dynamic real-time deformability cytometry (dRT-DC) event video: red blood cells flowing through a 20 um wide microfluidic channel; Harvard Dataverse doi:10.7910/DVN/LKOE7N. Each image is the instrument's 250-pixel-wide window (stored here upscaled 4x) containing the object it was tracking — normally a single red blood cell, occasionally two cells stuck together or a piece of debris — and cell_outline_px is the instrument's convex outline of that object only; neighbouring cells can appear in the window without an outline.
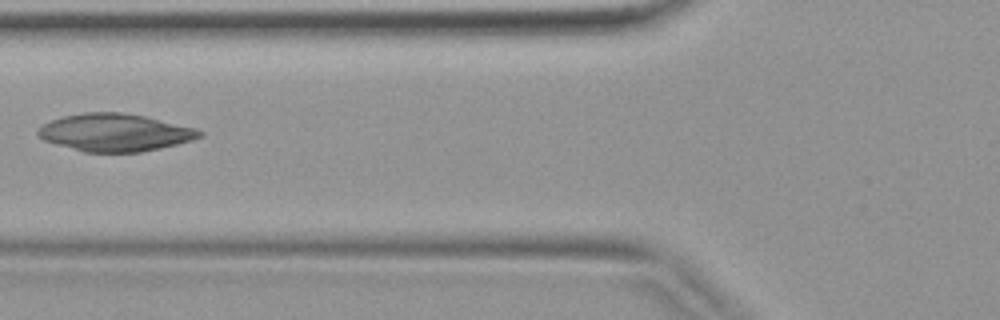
{"species": "common noctule bat (a hibernating species)", "species_latin": "Nyctalus noctula", "temperature_condition": "warm", "stored_images_in_passage": 28, "camera_frame_rate_fps": 3000, "um_per_image_px": 0.085, "animal": {"sex": "female", "body_mass_g": 19.9}, "frame": {"image": 1, "passage_image": 4, "time_ms": 1.0, "image_size_px": [1000, 320], "cell_outline_px": [[204, 136], [192, 140], [160, 148], [140, 152], [84, 152], [56, 144], [44, 140], [36, 136], [36, 128], [52, 120], [64, 116], [84, 112], [120, 112], [144, 116], [196, 128], [204, 132]], "centroid_in_image_um": [9.75, 11.26], "position_along_channel_um": 116.0, "area_um2": 35.37}}
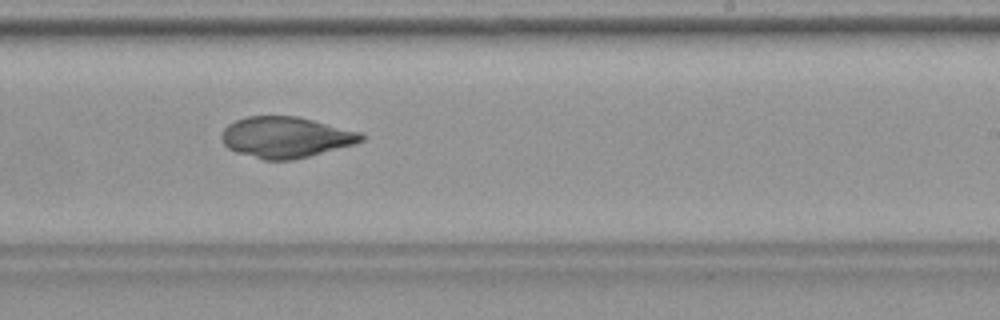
{"frame": {"image": 2, "passage_image": 13, "time_ms": 4.0, "image_size_px": [1000, 320], "cell_outline_px": [[364, 140], [356, 144], [292, 160], [264, 160], [236, 152], [228, 148], [220, 140], [220, 136], [224, 128], [228, 124], [236, 120], [248, 116], [296, 116], [360, 132], [364, 136]], "centroid_in_image_um": [24.26, 11.67], "position_along_channel_um": 264.7, "area_um2": 33.23}}
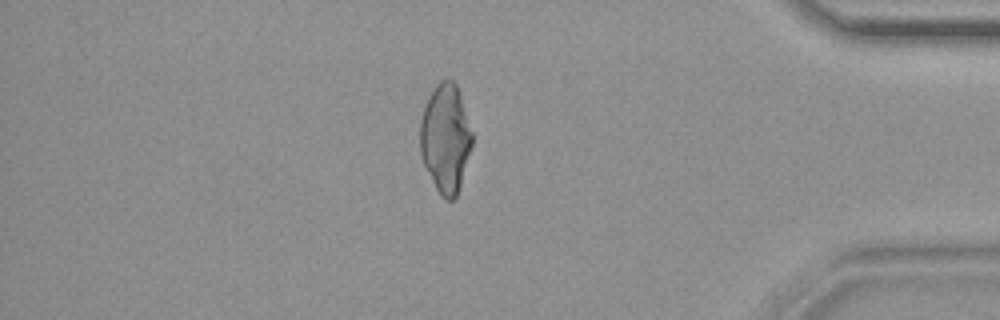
{"frame": {"image": 3, "passage_image": 23, "time_ms": 7.333, "image_size_px": [1000, 320], "cell_outline_px": [[472, 148], [456, 196], [452, 200], [444, 200], [440, 196], [420, 156], [420, 120], [428, 96], [436, 84], [440, 80], [448, 76], [456, 84], [472, 132]], "centroid_in_image_um": [37.86, 11.74], "position_along_channel_um": 397.3, "area_um2": 32.89}}